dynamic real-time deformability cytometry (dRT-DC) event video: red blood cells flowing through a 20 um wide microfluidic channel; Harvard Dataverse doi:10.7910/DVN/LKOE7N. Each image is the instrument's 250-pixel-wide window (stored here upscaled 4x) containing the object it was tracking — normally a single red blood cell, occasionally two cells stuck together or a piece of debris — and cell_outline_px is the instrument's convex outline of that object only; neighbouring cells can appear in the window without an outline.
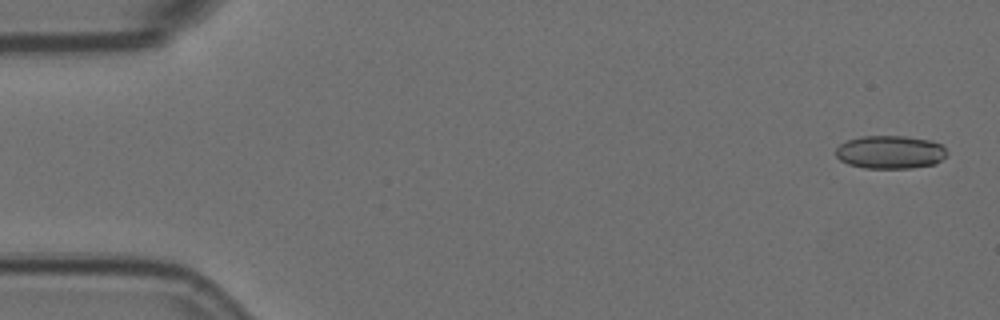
{"species": "Egyptian fruit bat (a non-hibernating species)", "species_latin": "Rousettus aegyptiacus", "temperature_condition": "room temperature", "stored_images_in_passage": 55, "camera_frame_rate_fps": 3000, "um_per_image_px": 0.085, "animal": {"sex": "female"}, "frame": {"image": 1, "passage_image": 1, "time_ms": 0.0, "image_size_px": [1000, 320], "cell_outline_px": [[948, 152], [936, 164], [912, 168], [864, 168], [848, 164], [840, 160], [836, 156], [836, 148], [840, 144], [848, 140], [860, 136], [908, 136], [932, 140], [940, 144]], "centroid_in_image_um": [75.67, 12.93], "position_along_channel_um": 9.3, "area_um2": 21.62}}
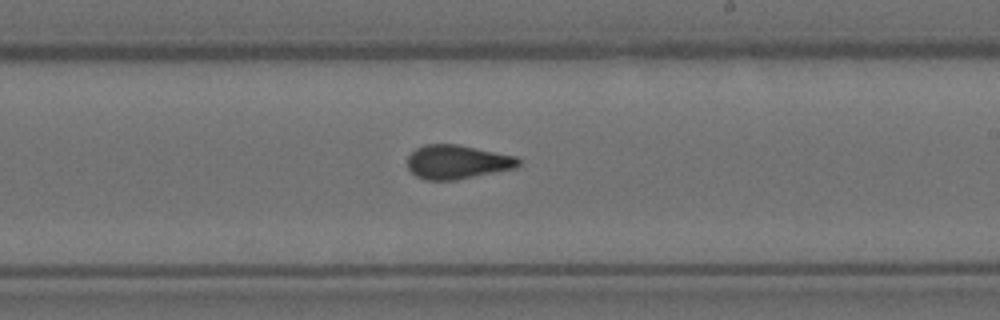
{"frame": {"image": 2, "passage_image": 32, "time_ms": 10.333, "image_size_px": [1000, 320], "cell_outline_px": [[520, 164], [516, 168], [456, 180], [424, 180], [416, 176], [408, 168], [408, 156], [416, 148], [424, 144], [456, 144], [516, 156], [520, 160]], "centroid_in_image_um": [38.86, 13.77], "position_along_channel_um": 250.1, "area_um2": 21.96}}
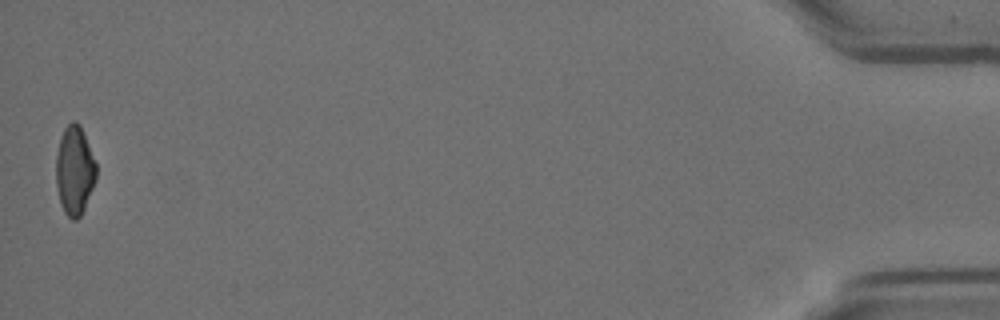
{"frame": {"image": 3, "passage_image": 55, "time_ms": 18.0, "image_size_px": [1000, 320], "cell_outline_px": [[96, 180], [84, 208], [80, 216], [76, 220], [72, 220], [64, 212], [60, 204], [56, 184], [56, 156], [60, 136], [64, 128], [72, 120], [76, 120], [80, 124], [96, 164]], "centroid_in_image_um": [6.32, 14.48], "position_along_channel_um": 428.9, "area_um2": 20.87}, "authors_computed_cell_mechanics": {"area_um2": 21.964, "velocity_mm_per_s": 3.5904, "shape_relaxation_time_tau1_ms": null, "shape_relaxation_time_tau2_ms": 0.9384, "deformation_change_tau1": null, "deformation_change_tau2": 0.066}}